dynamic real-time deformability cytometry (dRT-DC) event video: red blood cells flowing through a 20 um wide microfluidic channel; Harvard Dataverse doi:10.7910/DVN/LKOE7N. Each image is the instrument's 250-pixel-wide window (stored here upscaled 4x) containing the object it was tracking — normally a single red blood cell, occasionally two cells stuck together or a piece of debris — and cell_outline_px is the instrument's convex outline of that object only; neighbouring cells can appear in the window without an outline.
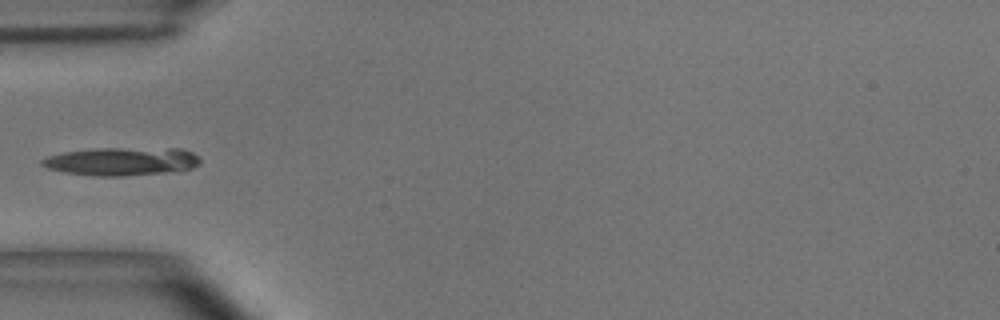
{"species": "common noctule bat (a hibernating species)", "species_latin": "Nyctalus noctula", "temperature_condition": "room temperature", "stored_images_in_passage": 6, "camera_frame_rate_fps": 3000, "um_per_image_px": 0.085, "animal": {"sex": "male", "body_mass_g": 15.6}, "frame": {"image": 1, "passage_image": 6, "time_ms": 1.667, "image_size_px": [1000, 320], "cell_outline_px": [[200, 164], [192, 168], [160, 172], [124, 176], [96, 176], [64, 172], [48, 168], [40, 164], [40, 160], [48, 156], [64, 152], [100, 148], [184, 148], [200, 156]], "centroid_in_image_um": [10.36, 13.7], "position_along_channel_um": 74.6, "area_um2": 25.89}}